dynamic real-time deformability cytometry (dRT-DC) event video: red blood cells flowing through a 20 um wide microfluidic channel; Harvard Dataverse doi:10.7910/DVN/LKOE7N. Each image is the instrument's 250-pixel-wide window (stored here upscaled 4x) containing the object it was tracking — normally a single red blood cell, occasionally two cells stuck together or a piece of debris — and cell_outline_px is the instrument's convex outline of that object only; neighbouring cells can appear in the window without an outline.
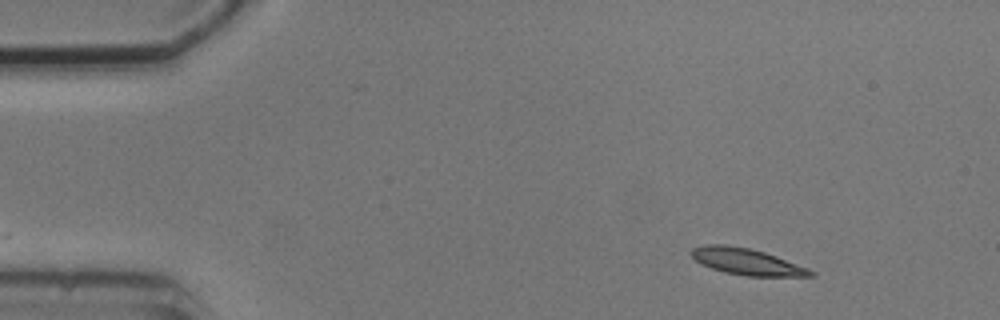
{"species": "common noctule bat (a hibernating species)", "species_latin": "Nyctalus noctula", "temperature_condition": "cold", "stored_images_in_passage": 8, "camera_frame_rate_fps": 3000, "um_per_image_px": 0.085, "animal": {"sex": "male", "body_mass_g": 20.5, "forearm_length_mm": 52.5}, "frame": {"image": 1, "passage_image": 2, "time_ms": 1.0, "image_size_px": [1000, 320], "cell_outline_px": [[816, 276], [744, 276], [724, 272], [712, 268], [696, 260], [692, 256], [692, 248], [704, 244], [724, 244], [748, 248], [764, 252], [776, 256], [808, 268], [816, 272]], "centroid_in_image_um": [63.5, 22.24], "position_along_channel_um": 21.5, "area_um2": 18.21}}
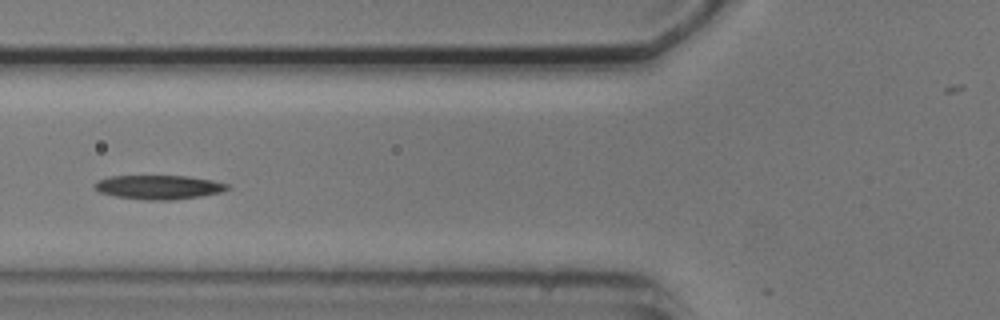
{"frame": {"image": 2, "passage_image": 5, "time_ms": 5.667, "image_size_px": [1000, 320], "cell_outline_px": [[228, 188], [220, 192], [200, 196], [172, 200], [148, 200], [116, 196], [100, 192], [92, 184], [96, 180], [108, 176], [188, 176], [212, 180], [228, 184]], "centroid_in_image_um": [13.45, 15.9], "position_along_channel_um": 112.4, "area_um2": 18.5}}
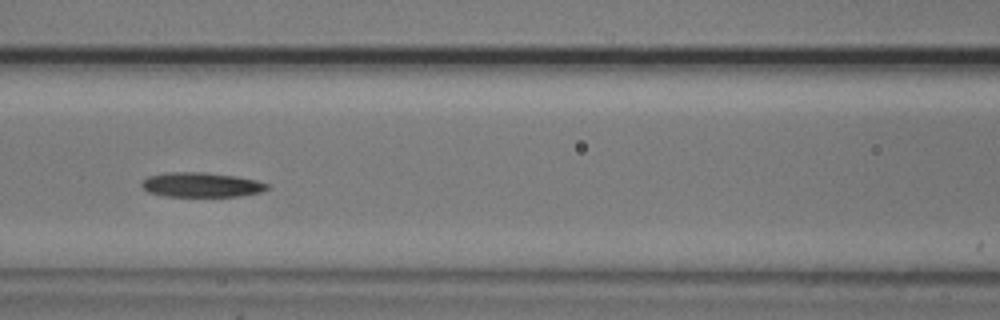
{"frame": {"image": 3, "passage_image": 6, "time_ms": 6.667, "image_size_px": [1000, 320], "cell_outline_px": [[272, 188], [264, 192], [240, 196], [164, 196], [148, 192], [140, 184], [148, 176], [164, 172], [204, 172], [236, 176], [256, 180], [268, 184]], "centroid_in_image_um": [17.15, 15.7], "position_along_channel_um": 149.4, "area_um2": 18.21}}